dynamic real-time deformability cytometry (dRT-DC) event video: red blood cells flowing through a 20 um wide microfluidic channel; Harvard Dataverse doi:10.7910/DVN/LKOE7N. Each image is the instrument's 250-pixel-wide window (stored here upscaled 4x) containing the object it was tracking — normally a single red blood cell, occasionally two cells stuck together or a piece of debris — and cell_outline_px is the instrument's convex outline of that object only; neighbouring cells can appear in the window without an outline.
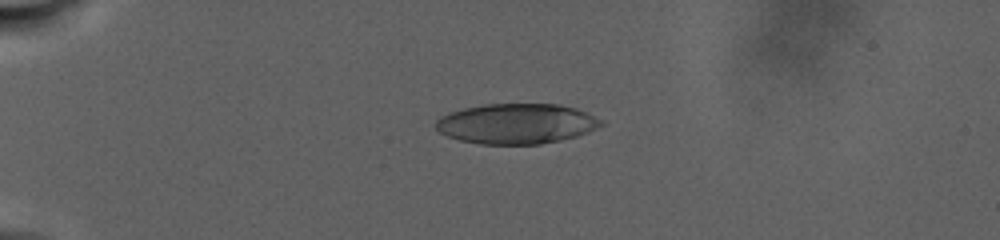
{"species": "human", "species_latin": "Homo sapiens", "temperature_condition": "warm", "stored_images_in_passage": 51, "camera_frame_rate_fps": 3000, "um_per_image_px": 0.085, "donor": {"sex": "male"}, "frame": {"image": 1, "passage_image": 15, "time_ms": 8.0, "image_size_px": [1000, 240], "cell_outline_px": [[604, 124], [588, 132], [576, 136], [560, 140], [540, 144], [480, 144], [460, 140], [448, 136], [440, 132], [436, 128], [436, 120], [440, 116], [448, 112], [464, 108], [484, 104], [560, 104], [576, 108], [588, 112], [604, 120]], "centroid_in_image_um": [43.92, 10.5], "position_along_channel_um": 41.1, "area_um2": 38.96}}
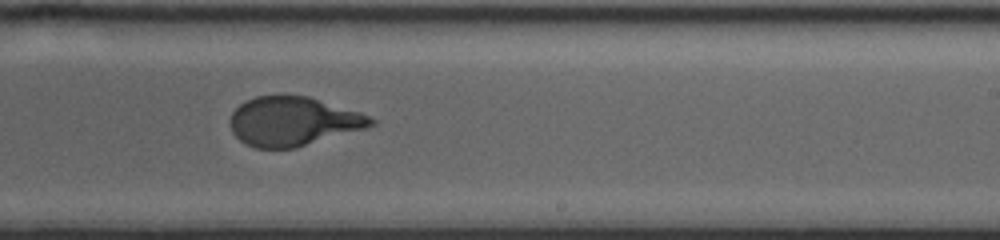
{"frame": {"image": 2, "passage_image": 34, "time_ms": 20.0, "image_size_px": [1000, 240], "cell_outline_px": [[376, 124], [368, 128], [296, 148], [256, 148], [240, 140], [232, 132], [232, 112], [240, 104], [256, 96], [308, 96], [360, 112], [376, 120]], "centroid_in_image_um": [24.97, 10.33], "position_along_channel_um": 264.0, "area_um2": 40.0}}
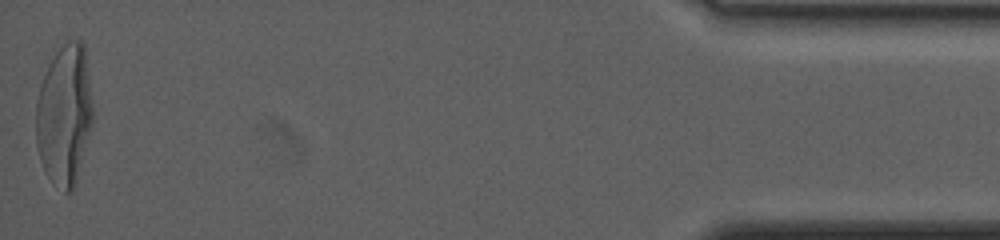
{"frame": {"image": 3, "passage_image": 51, "time_ms": 30.333, "image_size_px": [1000, 240], "cell_outline_px": [[92, 128], [76, 180], [72, 192], [64, 192], [52, 184], [44, 172], [40, 160], [36, 144], [36, 100], [40, 84], [48, 64], [56, 52], [68, 40], [80, 40], [84, 44], [92, 100]], "centroid_in_image_um": [5.46, 9.79], "position_along_channel_um": 429.7, "area_um2": 46.93}, "authors_computed_cell_mechanics": {"area_um2": 41.4426, "velocity_mm_per_s": 2.3434, "shape_relaxation_time_tau1_ms": 10.1339, "shape_relaxation_time_tau2_ms": null, "deformation_change_tau1": 0.3295, "deformation_change_tau2": null}}